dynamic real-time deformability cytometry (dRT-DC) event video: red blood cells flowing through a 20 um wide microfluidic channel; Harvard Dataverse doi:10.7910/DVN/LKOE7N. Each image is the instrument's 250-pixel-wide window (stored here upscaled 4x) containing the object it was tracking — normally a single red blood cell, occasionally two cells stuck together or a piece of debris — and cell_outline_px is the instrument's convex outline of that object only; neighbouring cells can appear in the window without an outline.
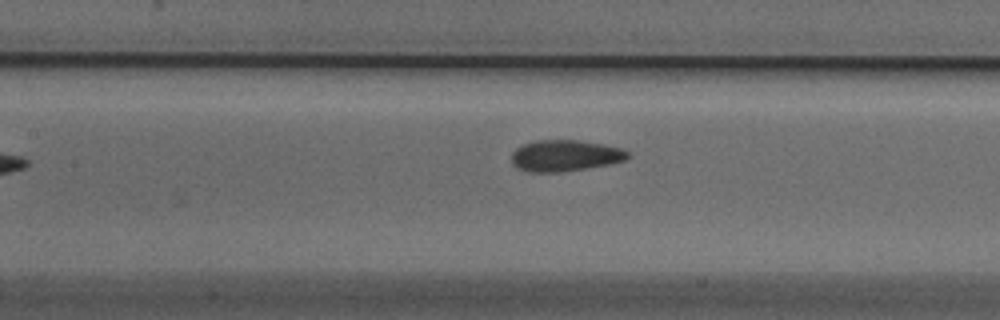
{"species": "Egyptian fruit bat (a non-hibernating species)", "species_latin": "Rousettus aegyptiacus", "temperature_condition": "cold", "stored_images_in_passage": 8, "camera_frame_rate_fps": 3000, "um_per_image_px": 0.085, "animal": {"sex": "male"}, "frame": {"image": 1, "passage_image": 7, "time_ms": 2.0, "image_size_px": [1000, 320], "cell_outline_px": [[632, 156], [624, 160], [608, 164], [588, 168], [560, 172], [528, 172], [516, 168], [512, 164], [512, 152], [516, 148], [524, 144], [536, 140], [576, 140], [604, 144], [620, 148], [628, 152]], "centroid_in_image_um": [48.01, 13.23], "position_along_channel_um": 159.4, "area_um2": 21.27}}